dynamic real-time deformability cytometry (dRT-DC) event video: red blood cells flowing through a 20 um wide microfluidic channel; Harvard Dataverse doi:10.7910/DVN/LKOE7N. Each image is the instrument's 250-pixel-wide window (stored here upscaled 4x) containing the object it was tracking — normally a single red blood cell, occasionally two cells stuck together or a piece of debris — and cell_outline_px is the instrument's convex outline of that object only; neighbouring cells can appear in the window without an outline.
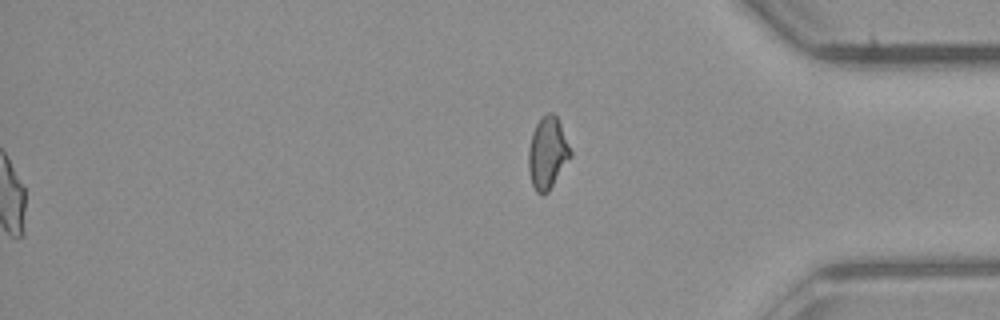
{"species": "common noctule bat (a hibernating species)", "species_latin": "Nyctalus noctula", "temperature_condition": "room temperature", "stored_images_in_passage": 41, "segment_of_instrument_passage": [2, 2], "camera_frame_rate_fps": 3000, "um_per_image_px": 0.085, "animal": {"sex": "male", "body_mass_g": 23.1, "forearm_length_mm": 52.7}, "frame": {"image": 1, "passage_image": 41, "time_ms": 13.333, "image_size_px": [1000, 320], "cell_outline_px": [[572, 156], [548, 192], [536, 192], [532, 184], [528, 168], [528, 148], [532, 132], [536, 124], [548, 112], [552, 112], [556, 116], [560, 124], [572, 152]], "centroid_in_image_um": [46.53, 13.0], "position_along_channel_um": 388.7, "area_um2": 17.4}}